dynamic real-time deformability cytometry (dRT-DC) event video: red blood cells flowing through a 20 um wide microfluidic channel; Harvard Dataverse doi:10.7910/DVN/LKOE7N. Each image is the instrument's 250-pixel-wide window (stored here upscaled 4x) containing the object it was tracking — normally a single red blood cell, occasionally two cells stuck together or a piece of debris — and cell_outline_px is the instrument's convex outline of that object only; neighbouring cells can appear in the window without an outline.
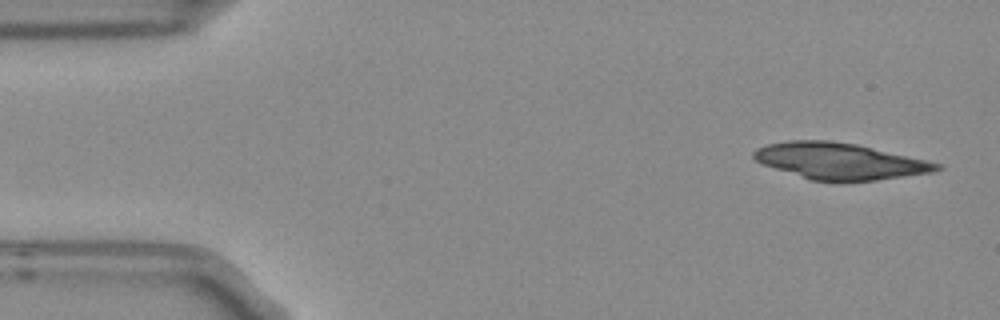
{"species": "Egyptian fruit bat (a non-hibernating species)", "species_latin": "Rousettus aegyptiacus", "temperature_condition": "room temperature", "stored_images_in_passage": 4, "camera_frame_rate_fps": 3000, "um_per_image_px": 0.085, "frame": {"image": 1, "passage_image": 1, "time_ms": 0.0, "image_size_px": [1000, 320], "cell_outline_px": [[940, 168], [932, 172], [876, 180], [812, 180], [764, 164], [756, 160], [752, 156], [752, 152], [756, 148], [768, 144], [784, 140], [828, 140], [856, 144], [924, 160], [940, 164]], "centroid_in_image_um": [71.31, 13.67], "position_along_channel_um": 13.7, "area_um2": 37.8}}